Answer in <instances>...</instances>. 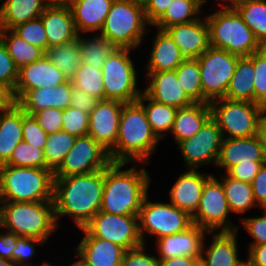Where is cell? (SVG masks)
Returning <instances> with one entry per match:
<instances>
[{"mask_svg":"<svg viewBox=\"0 0 266 266\" xmlns=\"http://www.w3.org/2000/svg\"><path fill=\"white\" fill-rule=\"evenodd\" d=\"M37 123L48 134H54L62 130V110L58 108H48L32 114Z\"/></svg>","mask_w":266,"mask_h":266,"instance_id":"obj_52","label":"cell"},{"mask_svg":"<svg viewBox=\"0 0 266 266\" xmlns=\"http://www.w3.org/2000/svg\"><path fill=\"white\" fill-rule=\"evenodd\" d=\"M211 117L210 103H193L176 112L171 139L174 146L180 141L193 137L199 132L204 123Z\"/></svg>","mask_w":266,"mask_h":266,"instance_id":"obj_29","label":"cell"},{"mask_svg":"<svg viewBox=\"0 0 266 266\" xmlns=\"http://www.w3.org/2000/svg\"><path fill=\"white\" fill-rule=\"evenodd\" d=\"M190 266H207L205 259L201 256L193 258Z\"/></svg>","mask_w":266,"mask_h":266,"instance_id":"obj_65","label":"cell"},{"mask_svg":"<svg viewBox=\"0 0 266 266\" xmlns=\"http://www.w3.org/2000/svg\"><path fill=\"white\" fill-rule=\"evenodd\" d=\"M259 136L262 140V144L264 147V152L266 155V107H263L260 121H259Z\"/></svg>","mask_w":266,"mask_h":266,"instance_id":"obj_62","label":"cell"},{"mask_svg":"<svg viewBox=\"0 0 266 266\" xmlns=\"http://www.w3.org/2000/svg\"><path fill=\"white\" fill-rule=\"evenodd\" d=\"M135 52L137 50L119 48L105 60L101 69L105 100H116L125 104L135 102L140 97L143 85L140 79L143 78L138 74L141 69L134 60Z\"/></svg>","mask_w":266,"mask_h":266,"instance_id":"obj_8","label":"cell"},{"mask_svg":"<svg viewBox=\"0 0 266 266\" xmlns=\"http://www.w3.org/2000/svg\"><path fill=\"white\" fill-rule=\"evenodd\" d=\"M50 169L0 165V202H53Z\"/></svg>","mask_w":266,"mask_h":266,"instance_id":"obj_5","label":"cell"},{"mask_svg":"<svg viewBox=\"0 0 266 266\" xmlns=\"http://www.w3.org/2000/svg\"><path fill=\"white\" fill-rule=\"evenodd\" d=\"M211 117L223 138L250 137L259 134L263 106L255 102L220 98L210 102Z\"/></svg>","mask_w":266,"mask_h":266,"instance_id":"obj_10","label":"cell"},{"mask_svg":"<svg viewBox=\"0 0 266 266\" xmlns=\"http://www.w3.org/2000/svg\"><path fill=\"white\" fill-rule=\"evenodd\" d=\"M240 266H252L246 259Z\"/></svg>","mask_w":266,"mask_h":266,"instance_id":"obj_69","label":"cell"},{"mask_svg":"<svg viewBox=\"0 0 266 266\" xmlns=\"http://www.w3.org/2000/svg\"><path fill=\"white\" fill-rule=\"evenodd\" d=\"M203 14V0H173L164 14L152 26L165 30L176 24L198 20Z\"/></svg>","mask_w":266,"mask_h":266,"instance_id":"obj_36","label":"cell"},{"mask_svg":"<svg viewBox=\"0 0 266 266\" xmlns=\"http://www.w3.org/2000/svg\"><path fill=\"white\" fill-rule=\"evenodd\" d=\"M125 1H133V2H137L143 5L146 0H125Z\"/></svg>","mask_w":266,"mask_h":266,"instance_id":"obj_68","label":"cell"},{"mask_svg":"<svg viewBox=\"0 0 266 266\" xmlns=\"http://www.w3.org/2000/svg\"><path fill=\"white\" fill-rule=\"evenodd\" d=\"M43 266H57V265L54 262L53 263L52 262H48V263H46Z\"/></svg>","mask_w":266,"mask_h":266,"instance_id":"obj_70","label":"cell"},{"mask_svg":"<svg viewBox=\"0 0 266 266\" xmlns=\"http://www.w3.org/2000/svg\"><path fill=\"white\" fill-rule=\"evenodd\" d=\"M0 228L48 243L59 230L54 202H0Z\"/></svg>","mask_w":266,"mask_h":266,"instance_id":"obj_4","label":"cell"},{"mask_svg":"<svg viewBox=\"0 0 266 266\" xmlns=\"http://www.w3.org/2000/svg\"><path fill=\"white\" fill-rule=\"evenodd\" d=\"M123 105L116 100H101L89 114L88 135L107 152L116 144Z\"/></svg>","mask_w":266,"mask_h":266,"instance_id":"obj_18","label":"cell"},{"mask_svg":"<svg viewBox=\"0 0 266 266\" xmlns=\"http://www.w3.org/2000/svg\"><path fill=\"white\" fill-rule=\"evenodd\" d=\"M50 5H62V6H69L76 0H48Z\"/></svg>","mask_w":266,"mask_h":266,"instance_id":"obj_64","label":"cell"},{"mask_svg":"<svg viewBox=\"0 0 266 266\" xmlns=\"http://www.w3.org/2000/svg\"><path fill=\"white\" fill-rule=\"evenodd\" d=\"M75 139V136L63 130L48 135L44 147L47 169L54 172L60 166L66 154L73 147Z\"/></svg>","mask_w":266,"mask_h":266,"instance_id":"obj_42","label":"cell"},{"mask_svg":"<svg viewBox=\"0 0 266 266\" xmlns=\"http://www.w3.org/2000/svg\"><path fill=\"white\" fill-rule=\"evenodd\" d=\"M151 28V37H147L144 40V44L148 45L150 41L151 47L147 52V58H144V64L142 65V72H160V71H169L175 70L185 59L186 57L182 54L180 48L172 40L169 33L164 29L155 28L150 25ZM155 30L154 32L152 30ZM155 33V34H153ZM150 38L149 40H147ZM153 39V40H152ZM146 42V43H145ZM146 62V63H145ZM145 70V71H144Z\"/></svg>","mask_w":266,"mask_h":266,"instance_id":"obj_19","label":"cell"},{"mask_svg":"<svg viewBox=\"0 0 266 266\" xmlns=\"http://www.w3.org/2000/svg\"><path fill=\"white\" fill-rule=\"evenodd\" d=\"M254 102L266 107V46L254 52Z\"/></svg>","mask_w":266,"mask_h":266,"instance_id":"obj_48","label":"cell"},{"mask_svg":"<svg viewBox=\"0 0 266 266\" xmlns=\"http://www.w3.org/2000/svg\"><path fill=\"white\" fill-rule=\"evenodd\" d=\"M244 23L259 43L266 46V0L248 1L237 6Z\"/></svg>","mask_w":266,"mask_h":266,"instance_id":"obj_40","label":"cell"},{"mask_svg":"<svg viewBox=\"0 0 266 266\" xmlns=\"http://www.w3.org/2000/svg\"><path fill=\"white\" fill-rule=\"evenodd\" d=\"M137 101L144 107L148 122L157 138L161 142L169 138L178 109L152 100L143 91Z\"/></svg>","mask_w":266,"mask_h":266,"instance_id":"obj_34","label":"cell"},{"mask_svg":"<svg viewBox=\"0 0 266 266\" xmlns=\"http://www.w3.org/2000/svg\"><path fill=\"white\" fill-rule=\"evenodd\" d=\"M223 139L217 122L210 117L197 134L176 145L184 169L215 168Z\"/></svg>","mask_w":266,"mask_h":266,"instance_id":"obj_13","label":"cell"},{"mask_svg":"<svg viewBox=\"0 0 266 266\" xmlns=\"http://www.w3.org/2000/svg\"><path fill=\"white\" fill-rule=\"evenodd\" d=\"M173 0H146L143 4L147 22L153 25L167 10Z\"/></svg>","mask_w":266,"mask_h":266,"instance_id":"obj_56","label":"cell"},{"mask_svg":"<svg viewBox=\"0 0 266 266\" xmlns=\"http://www.w3.org/2000/svg\"><path fill=\"white\" fill-rule=\"evenodd\" d=\"M47 242L34 237L19 236L16 239V247L12 250V261L17 266H43L50 260L35 263L40 247H44ZM39 247V248H38ZM35 259V260H34ZM34 261V262H33ZM39 263V264H38ZM36 264V265H35Z\"/></svg>","mask_w":266,"mask_h":266,"instance_id":"obj_43","label":"cell"},{"mask_svg":"<svg viewBox=\"0 0 266 266\" xmlns=\"http://www.w3.org/2000/svg\"><path fill=\"white\" fill-rule=\"evenodd\" d=\"M238 236L240 237L239 231L208 232L201 252L207 266H240L246 257L241 255Z\"/></svg>","mask_w":266,"mask_h":266,"instance_id":"obj_22","label":"cell"},{"mask_svg":"<svg viewBox=\"0 0 266 266\" xmlns=\"http://www.w3.org/2000/svg\"><path fill=\"white\" fill-rule=\"evenodd\" d=\"M142 76L145 79L143 84H146L142 86V91L152 100L177 109L193 104L178 81L175 70L143 72Z\"/></svg>","mask_w":266,"mask_h":266,"instance_id":"obj_17","label":"cell"},{"mask_svg":"<svg viewBox=\"0 0 266 266\" xmlns=\"http://www.w3.org/2000/svg\"><path fill=\"white\" fill-rule=\"evenodd\" d=\"M246 260L252 266H266V245H248Z\"/></svg>","mask_w":266,"mask_h":266,"instance_id":"obj_58","label":"cell"},{"mask_svg":"<svg viewBox=\"0 0 266 266\" xmlns=\"http://www.w3.org/2000/svg\"><path fill=\"white\" fill-rule=\"evenodd\" d=\"M161 141L148 122L144 107L138 102L122 108L115 146L108 152L111 162L151 163Z\"/></svg>","mask_w":266,"mask_h":266,"instance_id":"obj_3","label":"cell"},{"mask_svg":"<svg viewBox=\"0 0 266 266\" xmlns=\"http://www.w3.org/2000/svg\"><path fill=\"white\" fill-rule=\"evenodd\" d=\"M19 69L9 55L8 50L0 39V83L7 85L13 92L16 87Z\"/></svg>","mask_w":266,"mask_h":266,"instance_id":"obj_51","label":"cell"},{"mask_svg":"<svg viewBox=\"0 0 266 266\" xmlns=\"http://www.w3.org/2000/svg\"><path fill=\"white\" fill-rule=\"evenodd\" d=\"M209 172L199 169L180 171L172 185H169L167 201L192 216L199 206L204 184L213 174V171Z\"/></svg>","mask_w":266,"mask_h":266,"instance_id":"obj_20","label":"cell"},{"mask_svg":"<svg viewBox=\"0 0 266 266\" xmlns=\"http://www.w3.org/2000/svg\"><path fill=\"white\" fill-rule=\"evenodd\" d=\"M67 81L63 72L44 55L38 61L19 69L13 94L17 102L28 90L56 87Z\"/></svg>","mask_w":266,"mask_h":266,"instance_id":"obj_21","label":"cell"},{"mask_svg":"<svg viewBox=\"0 0 266 266\" xmlns=\"http://www.w3.org/2000/svg\"><path fill=\"white\" fill-rule=\"evenodd\" d=\"M175 71L188 98L193 103H203V89L197 58H186Z\"/></svg>","mask_w":266,"mask_h":266,"instance_id":"obj_39","label":"cell"},{"mask_svg":"<svg viewBox=\"0 0 266 266\" xmlns=\"http://www.w3.org/2000/svg\"><path fill=\"white\" fill-rule=\"evenodd\" d=\"M248 1H257V0H236L238 5L245 3V2H248Z\"/></svg>","mask_w":266,"mask_h":266,"instance_id":"obj_67","label":"cell"},{"mask_svg":"<svg viewBox=\"0 0 266 266\" xmlns=\"http://www.w3.org/2000/svg\"><path fill=\"white\" fill-rule=\"evenodd\" d=\"M82 238L74 246L75 253L89 266H121L125 249L107 240L93 237L84 227L78 229ZM83 234V235H82Z\"/></svg>","mask_w":266,"mask_h":266,"instance_id":"obj_24","label":"cell"},{"mask_svg":"<svg viewBox=\"0 0 266 266\" xmlns=\"http://www.w3.org/2000/svg\"><path fill=\"white\" fill-rule=\"evenodd\" d=\"M45 55L71 80L81 64V46L79 37L70 42L48 47Z\"/></svg>","mask_w":266,"mask_h":266,"instance_id":"obj_38","label":"cell"},{"mask_svg":"<svg viewBox=\"0 0 266 266\" xmlns=\"http://www.w3.org/2000/svg\"><path fill=\"white\" fill-rule=\"evenodd\" d=\"M149 27L142 4L114 0L99 33L106 36L118 48H129L140 52L139 49L143 46L146 36H150Z\"/></svg>","mask_w":266,"mask_h":266,"instance_id":"obj_6","label":"cell"},{"mask_svg":"<svg viewBox=\"0 0 266 266\" xmlns=\"http://www.w3.org/2000/svg\"><path fill=\"white\" fill-rule=\"evenodd\" d=\"M205 13L211 47L240 57H249L263 47L237 10Z\"/></svg>","mask_w":266,"mask_h":266,"instance_id":"obj_7","label":"cell"},{"mask_svg":"<svg viewBox=\"0 0 266 266\" xmlns=\"http://www.w3.org/2000/svg\"><path fill=\"white\" fill-rule=\"evenodd\" d=\"M192 259L193 258L188 256L168 258L159 260V266H190Z\"/></svg>","mask_w":266,"mask_h":266,"instance_id":"obj_61","label":"cell"},{"mask_svg":"<svg viewBox=\"0 0 266 266\" xmlns=\"http://www.w3.org/2000/svg\"><path fill=\"white\" fill-rule=\"evenodd\" d=\"M114 0H76L69 5L79 35L99 33Z\"/></svg>","mask_w":266,"mask_h":266,"instance_id":"obj_28","label":"cell"},{"mask_svg":"<svg viewBox=\"0 0 266 266\" xmlns=\"http://www.w3.org/2000/svg\"><path fill=\"white\" fill-rule=\"evenodd\" d=\"M240 56L224 49L209 47L197 61L200 67L203 103L225 98Z\"/></svg>","mask_w":266,"mask_h":266,"instance_id":"obj_12","label":"cell"},{"mask_svg":"<svg viewBox=\"0 0 266 266\" xmlns=\"http://www.w3.org/2000/svg\"><path fill=\"white\" fill-rule=\"evenodd\" d=\"M210 1H214L212 2V4L215 6L212 7L211 9H209L208 7H206L207 4H209ZM216 3V4H215ZM237 2L236 0H203V12L205 13L207 9L208 12H214V11H227V10H237ZM210 10V11H209Z\"/></svg>","mask_w":266,"mask_h":266,"instance_id":"obj_60","label":"cell"},{"mask_svg":"<svg viewBox=\"0 0 266 266\" xmlns=\"http://www.w3.org/2000/svg\"><path fill=\"white\" fill-rule=\"evenodd\" d=\"M152 196L148 194L145 197L138 215L139 235L143 244L152 245L154 240L183 232L193 225L192 216L188 212L167 200L152 201Z\"/></svg>","mask_w":266,"mask_h":266,"instance_id":"obj_9","label":"cell"},{"mask_svg":"<svg viewBox=\"0 0 266 266\" xmlns=\"http://www.w3.org/2000/svg\"><path fill=\"white\" fill-rule=\"evenodd\" d=\"M251 185L258 210L266 209V163L260 168Z\"/></svg>","mask_w":266,"mask_h":266,"instance_id":"obj_55","label":"cell"},{"mask_svg":"<svg viewBox=\"0 0 266 266\" xmlns=\"http://www.w3.org/2000/svg\"><path fill=\"white\" fill-rule=\"evenodd\" d=\"M81 63L96 69L102 66L108 56L119 49L106 36L100 33H89L80 35Z\"/></svg>","mask_w":266,"mask_h":266,"instance_id":"obj_35","label":"cell"},{"mask_svg":"<svg viewBox=\"0 0 266 266\" xmlns=\"http://www.w3.org/2000/svg\"><path fill=\"white\" fill-rule=\"evenodd\" d=\"M231 214L222 181L213 173L204 184L199 206L192 215L193 224L207 232L237 231L239 225Z\"/></svg>","mask_w":266,"mask_h":266,"instance_id":"obj_11","label":"cell"},{"mask_svg":"<svg viewBox=\"0 0 266 266\" xmlns=\"http://www.w3.org/2000/svg\"><path fill=\"white\" fill-rule=\"evenodd\" d=\"M84 228L96 238L115 243L125 250L143 244L137 215H117L98 211Z\"/></svg>","mask_w":266,"mask_h":266,"instance_id":"obj_14","label":"cell"},{"mask_svg":"<svg viewBox=\"0 0 266 266\" xmlns=\"http://www.w3.org/2000/svg\"><path fill=\"white\" fill-rule=\"evenodd\" d=\"M72 83L70 80L56 87L28 90L16 103L27 114L48 109L65 110L70 106Z\"/></svg>","mask_w":266,"mask_h":266,"instance_id":"obj_26","label":"cell"},{"mask_svg":"<svg viewBox=\"0 0 266 266\" xmlns=\"http://www.w3.org/2000/svg\"><path fill=\"white\" fill-rule=\"evenodd\" d=\"M98 102V99L93 98L89 94L85 93L82 89L76 88L72 85L70 106L90 114Z\"/></svg>","mask_w":266,"mask_h":266,"instance_id":"obj_54","label":"cell"},{"mask_svg":"<svg viewBox=\"0 0 266 266\" xmlns=\"http://www.w3.org/2000/svg\"><path fill=\"white\" fill-rule=\"evenodd\" d=\"M121 266H159V259L152 250V245L150 248L148 245L142 244L125 251Z\"/></svg>","mask_w":266,"mask_h":266,"instance_id":"obj_49","label":"cell"},{"mask_svg":"<svg viewBox=\"0 0 266 266\" xmlns=\"http://www.w3.org/2000/svg\"><path fill=\"white\" fill-rule=\"evenodd\" d=\"M23 140L32 147L44 149L48 134L37 123L33 115L23 111Z\"/></svg>","mask_w":266,"mask_h":266,"instance_id":"obj_50","label":"cell"},{"mask_svg":"<svg viewBox=\"0 0 266 266\" xmlns=\"http://www.w3.org/2000/svg\"><path fill=\"white\" fill-rule=\"evenodd\" d=\"M254 74V53L249 57H240L225 98L254 102Z\"/></svg>","mask_w":266,"mask_h":266,"instance_id":"obj_33","label":"cell"},{"mask_svg":"<svg viewBox=\"0 0 266 266\" xmlns=\"http://www.w3.org/2000/svg\"><path fill=\"white\" fill-rule=\"evenodd\" d=\"M241 163H266L262 140L258 135L239 138H224L215 168L227 173ZM222 170V171H221Z\"/></svg>","mask_w":266,"mask_h":266,"instance_id":"obj_16","label":"cell"},{"mask_svg":"<svg viewBox=\"0 0 266 266\" xmlns=\"http://www.w3.org/2000/svg\"><path fill=\"white\" fill-rule=\"evenodd\" d=\"M40 17L48 47L70 43L79 37L69 6L49 5Z\"/></svg>","mask_w":266,"mask_h":266,"instance_id":"obj_27","label":"cell"},{"mask_svg":"<svg viewBox=\"0 0 266 266\" xmlns=\"http://www.w3.org/2000/svg\"><path fill=\"white\" fill-rule=\"evenodd\" d=\"M62 130L75 137L88 135L89 113L72 106L62 110Z\"/></svg>","mask_w":266,"mask_h":266,"instance_id":"obj_47","label":"cell"},{"mask_svg":"<svg viewBox=\"0 0 266 266\" xmlns=\"http://www.w3.org/2000/svg\"><path fill=\"white\" fill-rule=\"evenodd\" d=\"M103 187L104 170L54 177L53 202L59 229L64 224L61 219L66 217L73 228H83L100 211Z\"/></svg>","mask_w":266,"mask_h":266,"instance_id":"obj_1","label":"cell"},{"mask_svg":"<svg viewBox=\"0 0 266 266\" xmlns=\"http://www.w3.org/2000/svg\"><path fill=\"white\" fill-rule=\"evenodd\" d=\"M23 109L15 103L0 113V165L6 164L23 140Z\"/></svg>","mask_w":266,"mask_h":266,"instance_id":"obj_30","label":"cell"},{"mask_svg":"<svg viewBox=\"0 0 266 266\" xmlns=\"http://www.w3.org/2000/svg\"><path fill=\"white\" fill-rule=\"evenodd\" d=\"M165 30L186 58H198L210 47L209 28L204 14L198 20L176 24Z\"/></svg>","mask_w":266,"mask_h":266,"instance_id":"obj_25","label":"cell"},{"mask_svg":"<svg viewBox=\"0 0 266 266\" xmlns=\"http://www.w3.org/2000/svg\"><path fill=\"white\" fill-rule=\"evenodd\" d=\"M263 164L265 163H241L233 166L227 174L236 180L251 184Z\"/></svg>","mask_w":266,"mask_h":266,"instance_id":"obj_53","label":"cell"},{"mask_svg":"<svg viewBox=\"0 0 266 266\" xmlns=\"http://www.w3.org/2000/svg\"><path fill=\"white\" fill-rule=\"evenodd\" d=\"M74 258H76L75 260L73 259V261L70 258V263L67 262V264L63 265L64 262H62V266H89L88 264H86L84 261H82L75 253H74ZM60 264L58 266H61Z\"/></svg>","mask_w":266,"mask_h":266,"instance_id":"obj_63","label":"cell"},{"mask_svg":"<svg viewBox=\"0 0 266 266\" xmlns=\"http://www.w3.org/2000/svg\"><path fill=\"white\" fill-rule=\"evenodd\" d=\"M15 103L13 91L7 85L0 83V113L7 111Z\"/></svg>","mask_w":266,"mask_h":266,"instance_id":"obj_59","label":"cell"},{"mask_svg":"<svg viewBox=\"0 0 266 266\" xmlns=\"http://www.w3.org/2000/svg\"><path fill=\"white\" fill-rule=\"evenodd\" d=\"M110 163L108 152L97 141L90 135L79 136L53 176L89 174L104 170Z\"/></svg>","mask_w":266,"mask_h":266,"instance_id":"obj_15","label":"cell"},{"mask_svg":"<svg viewBox=\"0 0 266 266\" xmlns=\"http://www.w3.org/2000/svg\"><path fill=\"white\" fill-rule=\"evenodd\" d=\"M208 232L193 224L187 230L163 236L154 241L152 249L159 260L179 256L196 258L201 256L203 241Z\"/></svg>","mask_w":266,"mask_h":266,"instance_id":"obj_23","label":"cell"},{"mask_svg":"<svg viewBox=\"0 0 266 266\" xmlns=\"http://www.w3.org/2000/svg\"><path fill=\"white\" fill-rule=\"evenodd\" d=\"M261 211V212H260ZM260 214L245 216L239 221L237 231L242 227L244 232L251 238L249 245H266V209H260Z\"/></svg>","mask_w":266,"mask_h":266,"instance_id":"obj_46","label":"cell"},{"mask_svg":"<svg viewBox=\"0 0 266 266\" xmlns=\"http://www.w3.org/2000/svg\"><path fill=\"white\" fill-rule=\"evenodd\" d=\"M70 81L74 87L82 89L93 98L99 101L105 100L101 69H96L95 67L81 63Z\"/></svg>","mask_w":266,"mask_h":266,"instance_id":"obj_41","label":"cell"},{"mask_svg":"<svg viewBox=\"0 0 266 266\" xmlns=\"http://www.w3.org/2000/svg\"><path fill=\"white\" fill-rule=\"evenodd\" d=\"M5 165L47 169L45 151L44 149L32 147L22 140L17 145L10 160Z\"/></svg>","mask_w":266,"mask_h":266,"instance_id":"obj_44","label":"cell"},{"mask_svg":"<svg viewBox=\"0 0 266 266\" xmlns=\"http://www.w3.org/2000/svg\"><path fill=\"white\" fill-rule=\"evenodd\" d=\"M0 266H17L13 261L0 258Z\"/></svg>","mask_w":266,"mask_h":266,"instance_id":"obj_66","label":"cell"},{"mask_svg":"<svg viewBox=\"0 0 266 266\" xmlns=\"http://www.w3.org/2000/svg\"><path fill=\"white\" fill-rule=\"evenodd\" d=\"M219 175V179L222 181L225 196L227 198L228 206L232 213V216H240L239 221L243 219V216H250L247 213L252 209H258L257 203L252 191V185L250 183L236 180L230 177L227 173H215ZM242 215V216H241Z\"/></svg>","mask_w":266,"mask_h":266,"instance_id":"obj_32","label":"cell"},{"mask_svg":"<svg viewBox=\"0 0 266 266\" xmlns=\"http://www.w3.org/2000/svg\"><path fill=\"white\" fill-rule=\"evenodd\" d=\"M145 165L149 164L111 162L104 169L100 211L117 215H139L153 184V175Z\"/></svg>","mask_w":266,"mask_h":266,"instance_id":"obj_2","label":"cell"},{"mask_svg":"<svg viewBox=\"0 0 266 266\" xmlns=\"http://www.w3.org/2000/svg\"><path fill=\"white\" fill-rule=\"evenodd\" d=\"M12 30L28 43L47 51L48 41L41 17L19 24Z\"/></svg>","mask_w":266,"mask_h":266,"instance_id":"obj_45","label":"cell"},{"mask_svg":"<svg viewBox=\"0 0 266 266\" xmlns=\"http://www.w3.org/2000/svg\"><path fill=\"white\" fill-rule=\"evenodd\" d=\"M0 39L5 44L18 69L38 61L46 53L43 49L18 36L12 29L0 28Z\"/></svg>","mask_w":266,"mask_h":266,"instance_id":"obj_37","label":"cell"},{"mask_svg":"<svg viewBox=\"0 0 266 266\" xmlns=\"http://www.w3.org/2000/svg\"><path fill=\"white\" fill-rule=\"evenodd\" d=\"M17 236L0 228V258L12 261V250L16 247Z\"/></svg>","mask_w":266,"mask_h":266,"instance_id":"obj_57","label":"cell"},{"mask_svg":"<svg viewBox=\"0 0 266 266\" xmlns=\"http://www.w3.org/2000/svg\"><path fill=\"white\" fill-rule=\"evenodd\" d=\"M48 0H4L0 4V28L13 29L41 16Z\"/></svg>","mask_w":266,"mask_h":266,"instance_id":"obj_31","label":"cell"}]
</instances>
